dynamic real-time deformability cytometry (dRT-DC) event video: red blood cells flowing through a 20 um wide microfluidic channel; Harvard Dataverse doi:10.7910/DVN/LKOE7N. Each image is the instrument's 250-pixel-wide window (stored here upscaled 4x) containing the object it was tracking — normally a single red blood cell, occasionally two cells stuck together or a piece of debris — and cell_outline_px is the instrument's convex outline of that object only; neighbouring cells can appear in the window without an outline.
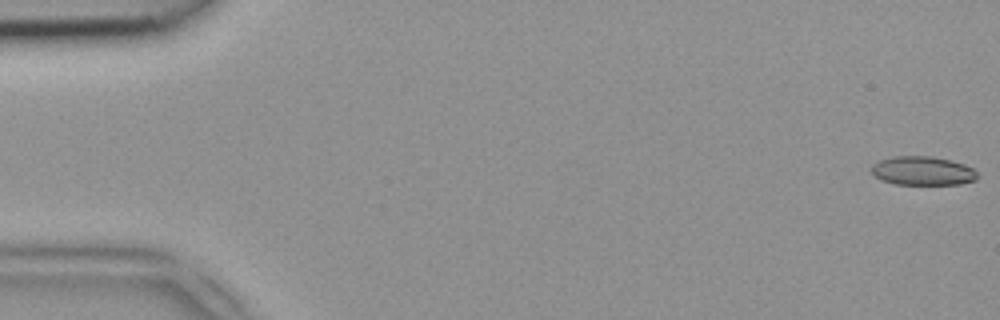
{"species": "common noctule bat (a hibernating species)", "species_latin": "Nyctalus noctula", "temperature_condition": "room temperature", "stored_images_in_passage": 49, "camera_frame_rate_fps": 3000, "um_per_image_px": 0.085, "animal": {"sex": "female", "body_mass_g": 18.4}, "frame": {"image": 1, "passage_image": 1, "time_ms": 0.0, "image_size_px": [1000, 320], "cell_outline_px": [[976, 180], [960, 184], [896, 184], [880, 180], [872, 172], [872, 164], [880, 160], [892, 156], [932, 156], [964, 164], [972, 168], [976, 172]], "centroid_in_image_um": [78.4, 14.52], "position_along_channel_um": 6.6, "area_um2": 17.69}}
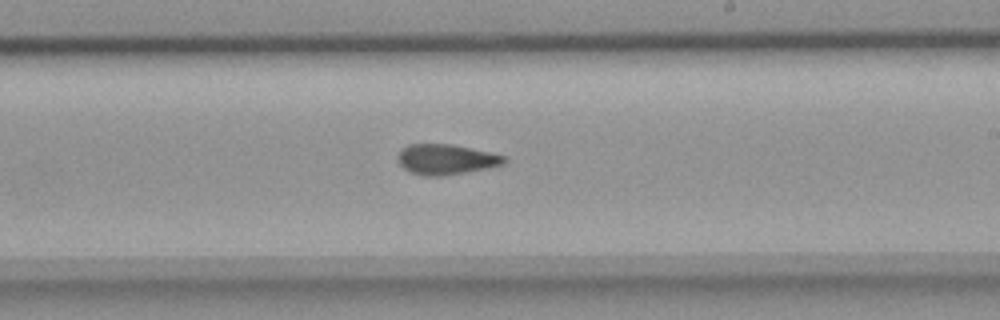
{"frame": {"image": 2, "passage_image": 29, "time_ms": 9.333, "image_size_px": [1000, 320], "cell_outline_px": [[508, 160], [504, 164], [488, 168], [440, 176], [424, 176], [412, 172], [404, 168], [396, 160], [400, 152], [408, 144], [452, 144], [488, 152], [504, 156]], "centroid_in_image_um": [37.91, 13.55], "position_along_channel_um": 251.1, "area_um2": 18.55}}
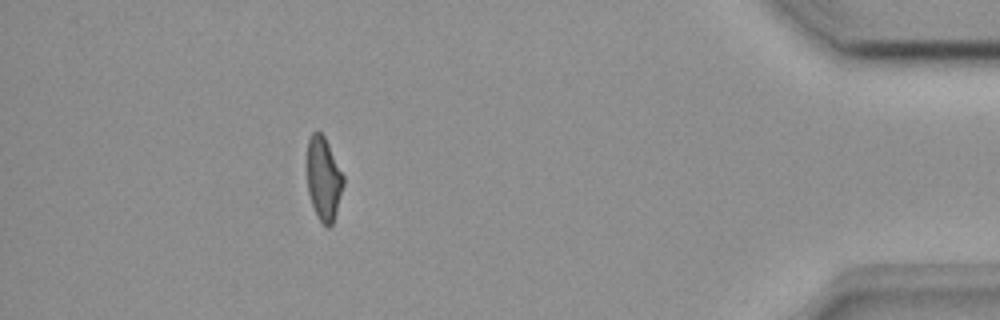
{"frame": {"image": 3, "passage_image": 44, "time_ms": 14.333, "image_size_px": [1000, 320], "cell_outline_px": [[344, 184], [332, 224], [328, 228], [320, 220], [312, 204], [308, 192], [304, 164], [308, 140], [312, 132], [320, 132], [324, 136], [344, 176]], "centroid_in_image_um": [27.45, 15.13], "position_along_channel_um": 407.7, "area_um2": 17.92}}